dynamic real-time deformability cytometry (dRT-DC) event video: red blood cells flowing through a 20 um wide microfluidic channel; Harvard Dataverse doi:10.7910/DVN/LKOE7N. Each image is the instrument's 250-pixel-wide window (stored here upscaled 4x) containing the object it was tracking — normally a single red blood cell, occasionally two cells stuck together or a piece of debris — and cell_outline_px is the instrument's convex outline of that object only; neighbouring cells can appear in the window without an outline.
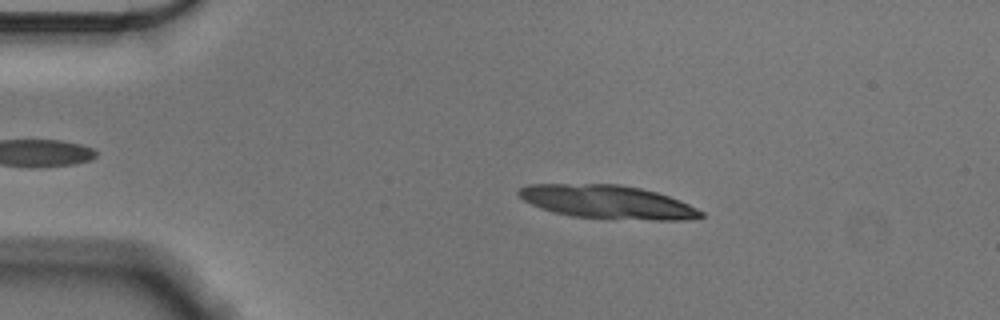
{"species": "Egyptian fruit bat (a non-hibernating species)", "species_latin": "Rousettus aegyptiacus", "temperature_condition": "cold", "stored_images_in_passage": 55, "camera_frame_rate_fps": 3000, "um_per_image_px": 0.085, "animal": {"sex": "male"}, "frame": {"image": 1, "passage_image": 10, "time_ms": 3.0, "image_size_px": [1000, 320], "cell_outline_px": [[704, 216], [684, 220], [652, 220], [572, 216], [552, 212], [540, 208], [524, 200], [516, 192], [520, 188], [528, 184], [620, 184], [640, 188], [656, 192], [680, 200], [704, 212]], "centroid_in_image_um": [51.63, 17.16], "position_along_channel_um": 33.4, "area_um2": 35.32}}
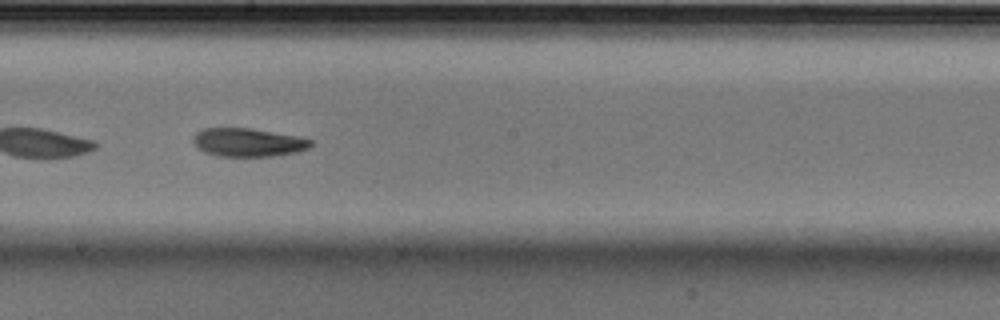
{"frame": {"image": 2, "passage_image": 31, "time_ms": 10.0, "image_size_px": [1000, 320], "cell_outline_px": [[312, 144], [308, 148], [296, 152], [272, 156], [216, 156], [204, 152], [196, 148], [192, 140], [192, 136], [196, 132], [204, 128], [252, 128], [296, 136], [312, 140]], "centroid_in_image_um": [21.02, 12.1], "position_along_channel_um": 227.2, "area_um2": 19.54}}
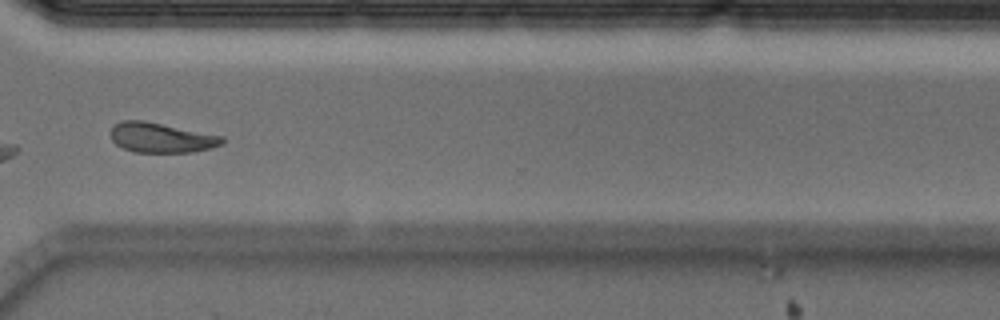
{"frame": {"image": 3, "passage_image": 42, "time_ms": 13.667, "image_size_px": [1000, 320], "cell_outline_px": [[224, 144], [212, 148], [192, 152], [136, 152], [124, 148], [116, 144], [112, 140], [112, 128], [116, 124], [124, 120], [144, 120], [224, 136]], "centroid_in_image_um": [13.76, 11.7], "position_along_channel_um": 356.8, "area_um2": 19.36}, "authors_computed_cell_mechanics": {"area_um2": 19.9988, "velocity_mm_per_s": 3.5455, "shape_relaxation_time_tau1_ms": 3.6452, "shape_relaxation_time_tau2_ms": 7.8311, "deformation_change_tau1": 0.1178, "deformation_change_tau2": 0.1506}}